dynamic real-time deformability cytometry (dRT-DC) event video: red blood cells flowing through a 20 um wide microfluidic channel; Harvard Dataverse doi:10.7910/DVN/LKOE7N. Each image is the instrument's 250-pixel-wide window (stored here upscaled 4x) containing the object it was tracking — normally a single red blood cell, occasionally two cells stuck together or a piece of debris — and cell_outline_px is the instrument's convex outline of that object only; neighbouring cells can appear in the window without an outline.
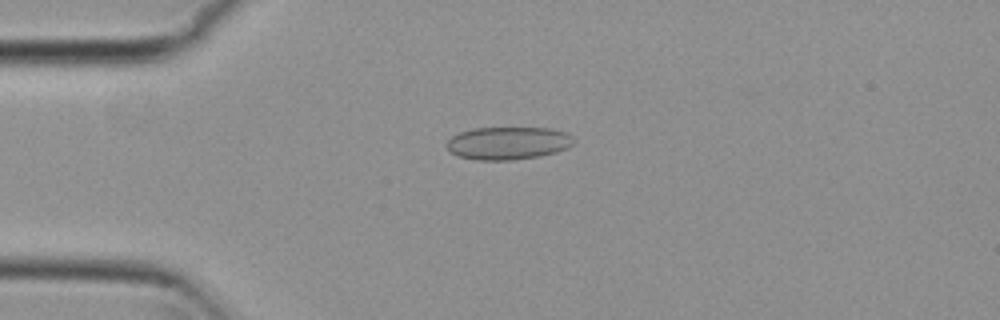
{"species": "common noctule bat (a hibernating species)", "species_latin": "Nyctalus noctula", "temperature_condition": "cold", "stored_images_in_passage": 1, "camera_frame_rate_fps": 3000, "um_per_image_px": 0.085, "animal": {"sex": "female", "body_mass_g": 29.2, "forearm_length_mm": 56.3}, "frame": {"image": 1, "passage_image": 1, "time_ms": 0.0, "image_size_px": [1000, 320], "cell_outline_px": [[576, 140], [568, 148], [556, 152], [540, 156], [512, 160], [476, 160], [460, 156], [448, 152], [444, 144], [452, 136], [460, 132], [472, 128], [552, 128], [568, 132]], "centroid_in_image_um": [43.19, 12.16], "position_along_channel_um": 41.8, "area_um2": 24.62}}